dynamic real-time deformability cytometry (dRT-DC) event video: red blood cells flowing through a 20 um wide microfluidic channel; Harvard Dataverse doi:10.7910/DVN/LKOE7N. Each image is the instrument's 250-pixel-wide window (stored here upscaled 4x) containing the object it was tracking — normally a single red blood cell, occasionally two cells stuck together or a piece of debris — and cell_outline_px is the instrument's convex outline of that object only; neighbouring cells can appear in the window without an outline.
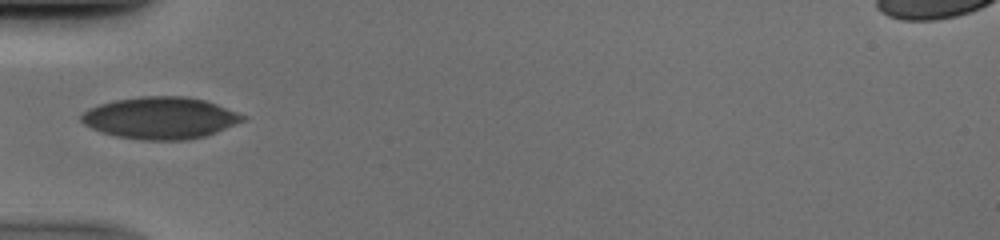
{"species": "human", "species_latin": "Homo sapiens", "temperature_condition": "cold", "stored_images_in_passage": 35, "camera_frame_rate_fps": 3000, "um_per_image_px": 0.085, "donor": {"sex": "male"}, "frame": {"image": 1, "passage_image": 1, "time_ms": 0.0, "image_size_px": [1000, 240], "cell_outline_px": [[248, 116], [244, 120], [216, 132], [204, 136], [188, 140], [140, 140], [116, 136], [100, 132], [84, 124], [80, 120], [80, 116], [88, 108], [100, 104], [116, 100], [140, 96], [184, 96], [204, 100], [216, 104]], "centroid_in_image_um": [13.61, 10.03], "position_along_channel_um": 71.4, "area_um2": 39.36}}
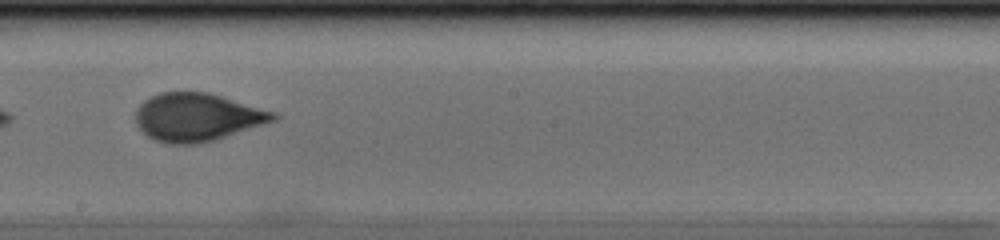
{"frame": {"image": 2, "passage_image": 13, "time_ms": 4.0, "image_size_px": [1000, 240], "cell_outline_px": [[280, 116], [276, 120], [216, 140], [200, 144], [164, 144], [148, 136], [136, 124], [136, 112], [140, 104], [144, 100], [160, 92], [208, 92], [276, 112]], "centroid_in_image_um": [16.78, 9.97], "position_along_channel_um": 231.4, "area_um2": 38.61}}
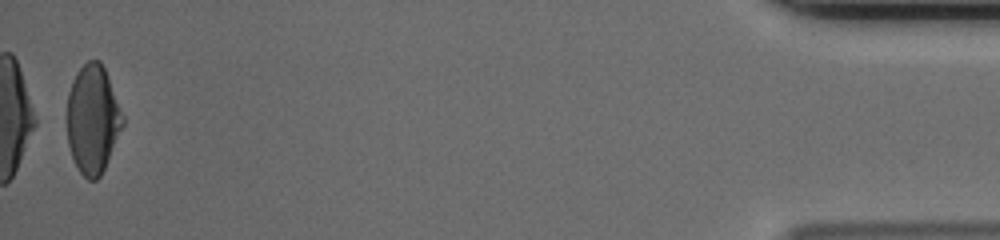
{"frame": {"image": 3, "passage_image": 34, "time_ms": 11.0, "image_size_px": [1000, 240], "cell_outline_px": [[124, 124], [104, 168], [100, 176], [96, 180], [88, 180], [80, 172], [72, 156], [68, 144], [64, 120], [64, 116], [68, 92], [72, 80], [76, 72], [88, 60], [100, 60], [104, 68], [124, 116]], "centroid_in_image_um": [7.83, 10.12], "position_along_channel_um": 427.4, "area_um2": 35.66}}